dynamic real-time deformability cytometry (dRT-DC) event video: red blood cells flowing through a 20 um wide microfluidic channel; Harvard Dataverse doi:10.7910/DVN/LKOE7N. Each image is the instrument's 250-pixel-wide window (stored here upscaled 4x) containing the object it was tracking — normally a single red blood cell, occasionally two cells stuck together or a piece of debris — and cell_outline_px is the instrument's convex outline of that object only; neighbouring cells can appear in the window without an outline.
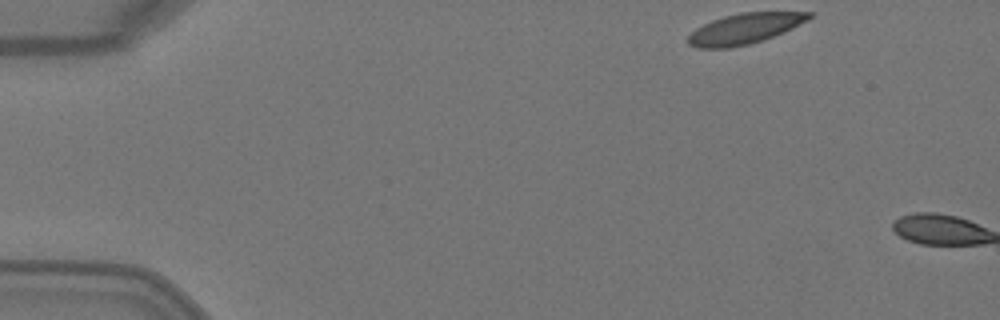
{"species": "Egyptian fruit bat (a non-hibernating species)", "species_latin": "Rousettus aegyptiacus", "temperature_condition": "warm", "stored_images_in_passage": 2, "camera_frame_rate_fps": 3000, "um_per_image_px": 0.085, "animal": {"sex": "female"}, "frame": {"image": 1, "passage_image": 1, "time_ms": 0.0, "image_size_px": [1000, 320], "cell_outline_px": [[812, 16], [808, 20], [784, 32], [764, 40], [748, 44], [728, 48], [696, 48], [688, 44], [688, 36], [696, 28], [712, 20], [724, 16], [740, 12], [812, 12]], "centroid_in_image_um": [63.29, 2.44], "position_along_channel_um": 21.7, "area_um2": 21.44}}